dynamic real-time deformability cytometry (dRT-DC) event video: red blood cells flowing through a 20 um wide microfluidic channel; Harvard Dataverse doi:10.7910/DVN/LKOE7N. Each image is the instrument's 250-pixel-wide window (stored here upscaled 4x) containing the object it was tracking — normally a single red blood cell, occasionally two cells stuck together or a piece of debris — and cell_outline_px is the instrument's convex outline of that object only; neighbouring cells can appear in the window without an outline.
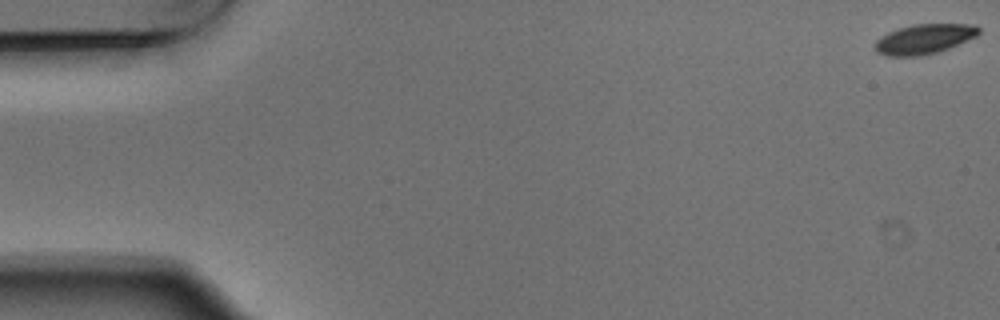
{"species": "Egyptian fruit bat (a non-hibernating species)", "species_latin": "Rousettus aegyptiacus", "temperature_condition": "warm", "stored_images_in_passage": 6, "segment_of_instrument_passage": [1, 2], "camera_frame_rate_fps": 3000, "um_per_image_px": 0.085, "animal": {"sex": "male"}, "frame": {"image": 1, "passage_image": 1, "time_ms": 0.0, "image_size_px": [1000, 320], "cell_outline_px": [[980, 32], [976, 36], [948, 48], [936, 52], [920, 56], [888, 56], [880, 52], [876, 48], [876, 40], [888, 32], [896, 28], [912, 24], [976, 24], [980, 28]], "centroid_in_image_um": [78.58, 3.29], "position_along_channel_um": 6.4, "area_um2": 17.86}}
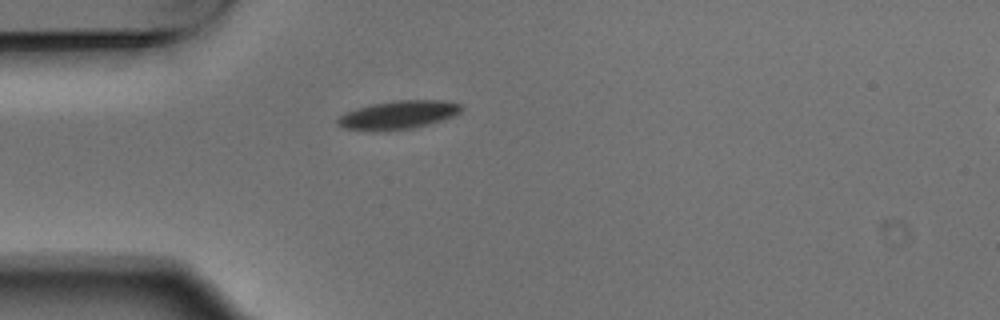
{"frame": {"image": 2, "passage_image": 5, "time_ms": 1.333, "image_size_px": [1000, 320], "cell_outline_px": [[464, 108], [460, 112], [452, 116], [440, 120], [412, 128], [344, 128], [336, 124], [336, 116], [344, 112], [356, 108], [372, 104], [396, 100], [444, 100], [460, 104]], "centroid_in_image_um": [33.85, 9.71], "position_along_channel_um": 51.1, "area_um2": 19.65}}